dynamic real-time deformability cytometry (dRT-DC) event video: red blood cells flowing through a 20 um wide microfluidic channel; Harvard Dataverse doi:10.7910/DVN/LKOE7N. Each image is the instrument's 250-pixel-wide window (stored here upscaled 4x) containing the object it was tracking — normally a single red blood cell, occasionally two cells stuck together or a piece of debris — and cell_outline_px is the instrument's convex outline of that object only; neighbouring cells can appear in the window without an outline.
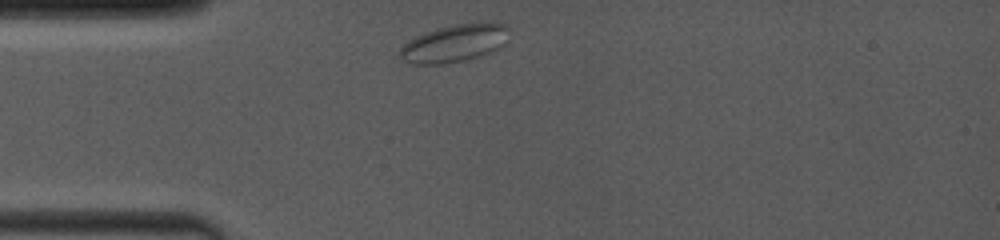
{"species": "common noctule bat (a hibernating species)", "species_latin": "Nyctalus noctula", "temperature_condition": "room temperature", "stored_images_in_passage": 4, "camera_frame_rate_fps": 4000, "um_per_image_px": 0.085, "animal": {"sex": "female", "body_mass_g": 19.0, "forearm_length_mm": 53.3}, "frame": {"image": 1, "passage_image": 1, "time_ms": 0.0, "image_size_px": [1000, 240], "cell_outline_px": [[508, 28], [504, 44], [500, 48], [492, 52], [480, 56], [464, 60], [440, 64], [412, 64], [404, 60], [400, 56], [400, 48], [408, 40], [424, 32], [436, 28], [452, 24], [504, 24]], "centroid_in_image_um": [38.58, 3.7], "position_along_channel_um": 46.4, "area_um2": 23.52}}
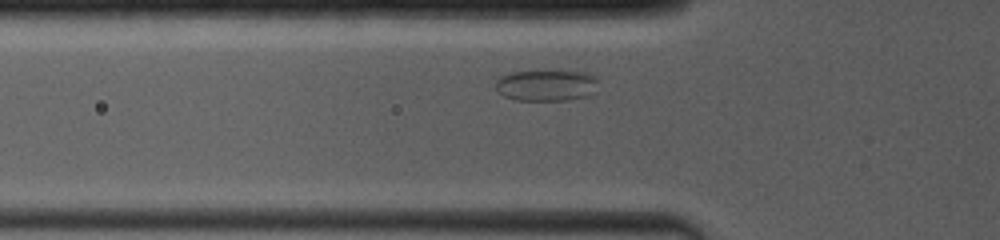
{"frame": {"image": 2, "passage_image": 3, "time_ms": 1.25, "image_size_px": [1000, 240], "cell_outline_px": [[596, 92], [588, 96], [568, 100], [516, 100], [504, 96], [496, 92], [496, 80], [500, 76], [512, 72], [544, 68], [556, 68], [584, 72], [596, 76]], "centroid_in_image_um": [46.44, 7.2], "position_along_channel_um": 79.4, "area_um2": 19.77}}